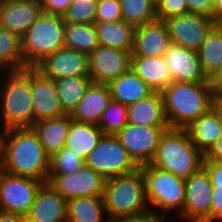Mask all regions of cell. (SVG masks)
<instances>
[{"mask_svg":"<svg viewBox=\"0 0 222 222\" xmlns=\"http://www.w3.org/2000/svg\"><path fill=\"white\" fill-rule=\"evenodd\" d=\"M116 222H167V220L165 219V216H163L162 214L160 215V212H149L145 215L122 219Z\"/></svg>","mask_w":222,"mask_h":222,"instance_id":"obj_44","label":"cell"},{"mask_svg":"<svg viewBox=\"0 0 222 222\" xmlns=\"http://www.w3.org/2000/svg\"><path fill=\"white\" fill-rule=\"evenodd\" d=\"M151 1H153L155 4L159 2V0H151Z\"/></svg>","mask_w":222,"mask_h":222,"instance_id":"obj_53","label":"cell"},{"mask_svg":"<svg viewBox=\"0 0 222 222\" xmlns=\"http://www.w3.org/2000/svg\"><path fill=\"white\" fill-rule=\"evenodd\" d=\"M156 14L160 20L188 14L186 0H159L156 4Z\"/></svg>","mask_w":222,"mask_h":222,"instance_id":"obj_39","label":"cell"},{"mask_svg":"<svg viewBox=\"0 0 222 222\" xmlns=\"http://www.w3.org/2000/svg\"><path fill=\"white\" fill-rule=\"evenodd\" d=\"M57 95L65 114L71 115L92 83L89 76H72L54 80Z\"/></svg>","mask_w":222,"mask_h":222,"instance_id":"obj_30","label":"cell"},{"mask_svg":"<svg viewBox=\"0 0 222 222\" xmlns=\"http://www.w3.org/2000/svg\"><path fill=\"white\" fill-rule=\"evenodd\" d=\"M103 198L107 222H116L150 212L141 167L131 173L106 179Z\"/></svg>","mask_w":222,"mask_h":222,"instance_id":"obj_3","label":"cell"},{"mask_svg":"<svg viewBox=\"0 0 222 222\" xmlns=\"http://www.w3.org/2000/svg\"><path fill=\"white\" fill-rule=\"evenodd\" d=\"M25 218L26 222H67V200L43 183Z\"/></svg>","mask_w":222,"mask_h":222,"instance_id":"obj_19","label":"cell"},{"mask_svg":"<svg viewBox=\"0 0 222 222\" xmlns=\"http://www.w3.org/2000/svg\"><path fill=\"white\" fill-rule=\"evenodd\" d=\"M98 0H73L63 20L73 24H94Z\"/></svg>","mask_w":222,"mask_h":222,"instance_id":"obj_37","label":"cell"},{"mask_svg":"<svg viewBox=\"0 0 222 222\" xmlns=\"http://www.w3.org/2000/svg\"><path fill=\"white\" fill-rule=\"evenodd\" d=\"M204 161H222V135L205 154Z\"/></svg>","mask_w":222,"mask_h":222,"instance_id":"obj_45","label":"cell"},{"mask_svg":"<svg viewBox=\"0 0 222 222\" xmlns=\"http://www.w3.org/2000/svg\"><path fill=\"white\" fill-rule=\"evenodd\" d=\"M44 182L5 173L0 194V210L25 216Z\"/></svg>","mask_w":222,"mask_h":222,"instance_id":"obj_13","label":"cell"},{"mask_svg":"<svg viewBox=\"0 0 222 222\" xmlns=\"http://www.w3.org/2000/svg\"><path fill=\"white\" fill-rule=\"evenodd\" d=\"M64 25L61 15L42 11L21 37L24 65L35 67L46 56L64 47Z\"/></svg>","mask_w":222,"mask_h":222,"instance_id":"obj_6","label":"cell"},{"mask_svg":"<svg viewBox=\"0 0 222 222\" xmlns=\"http://www.w3.org/2000/svg\"><path fill=\"white\" fill-rule=\"evenodd\" d=\"M185 130L190 140L205 155L222 135V120L211 108Z\"/></svg>","mask_w":222,"mask_h":222,"instance_id":"obj_25","label":"cell"},{"mask_svg":"<svg viewBox=\"0 0 222 222\" xmlns=\"http://www.w3.org/2000/svg\"><path fill=\"white\" fill-rule=\"evenodd\" d=\"M11 2H28V3H38L40 4L42 0H7Z\"/></svg>","mask_w":222,"mask_h":222,"instance_id":"obj_52","label":"cell"},{"mask_svg":"<svg viewBox=\"0 0 222 222\" xmlns=\"http://www.w3.org/2000/svg\"><path fill=\"white\" fill-rule=\"evenodd\" d=\"M112 100L108 84L91 83L85 96L71 114L72 120L79 123L98 125L102 114Z\"/></svg>","mask_w":222,"mask_h":222,"instance_id":"obj_21","label":"cell"},{"mask_svg":"<svg viewBox=\"0 0 222 222\" xmlns=\"http://www.w3.org/2000/svg\"><path fill=\"white\" fill-rule=\"evenodd\" d=\"M100 46L132 51L135 27L125 22L106 21L94 23Z\"/></svg>","mask_w":222,"mask_h":222,"instance_id":"obj_27","label":"cell"},{"mask_svg":"<svg viewBox=\"0 0 222 222\" xmlns=\"http://www.w3.org/2000/svg\"><path fill=\"white\" fill-rule=\"evenodd\" d=\"M173 82H210L197 51L172 43L164 54Z\"/></svg>","mask_w":222,"mask_h":222,"instance_id":"obj_17","label":"cell"},{"mask_svg":"<svg viewBox=\"0 0 222 222\" xmlns=\"http://www.w3.org/2000/svg\"><path fill=\"white\" fill-rule=\"evenodd\" d=\"M203 167L210 176L213 188L222 187V161H204Z\"/></svg>","mask_w":222,"mask_h":222,"instance_id":"obj_42","label":"cell"},{"mask_svg":"<svg viewBox=\"0 0 222 222\" xmlns=\"http://www.w3.org/2000/svg\"><path fill=\"white\" fill-rule=\"evenodd\" d=\"M212 94L222 95V67L210 78Z\"/></svg>","mask_w":222,"mask_h":222,"instance_id":"obj_46","label":"cell"},{"mask_svg":"<svg viewBox=\"0 0 222 222\" xmlns=\"http://www.w3.org/2000/svg\"><path fill=\"white\" fill-rule=\"evenodd\" d=\"M42 11L38 3L0 0V26L22 37Z\"/></svg>","mask_w":222,"mask_h":222,"instance_id":"obj_20","label":"cell"},{"mask_svg":"<svg viewBox=\"0 0 222 222\" xmlns=\"http://www.w3.org/2000/svg\"><path fill=\"white\" fill-rule=\"evenodd\" d=\"M127 117L129 124L141 127L168 126L161 92H153L129 105Z\"/></svg>","mask_w":222,"mask_h":222,"instance_id":"obj_23","label":"cell"},{"mask_svg":"<svg viewBox=\"0 0 222 222\" xmlns=\"http://www.w3.org/2000/svg\"><path fill=\"white\" fill-rule=\"evenodd\" d=\"M185 183L183 218L186 222H211L213 185L207 170L201 167Z\"/></svg>","mask_w":222,"mask_h":222,"instance_id":"obj_10","label":"cell"},{"mask_svg":"<svg viewBox=\"0 0 222 222\" xmlns=\"http://www.w3.org/2000/svg\"><path fill=\"white\" fill-rule=\"evenodd\" d=\"M3 131L2 133L0 132V161H2L3 157H4V142H5V137H6V133H7V128L2 127Z\"/></svg>","mask_w":222,"mask_h":222,"instance_id":"obj_50","label":"cell"},{"mask_svg":"<svg viewBox=\"0 0 222 222\" xmlns=\"http://www.w3.org/2000/svg\"><path fill=\"white\" fill-rule=\"evenodd\" d=\"M205 155L194 145L185 129L164 132L150 165L187 179L203 167Z\"/></svg>","mask_w":222,"mask_h":222,"instance_id":"obj_4","label":"cell"},{"mask_svg":"<svg viewBox=\"0 0 222 222\" xmlns=\"http://www.w3.org/2000/svg\"><path fill=\"white\" fill-rule=\"evenodd\" d=\"M25 67L21 37L0 26V70L18 71Z\"/></svg>","mask_w":222,"mask_h":222,"instance_id":"obj_33","label":"cell"},{"mask_svg":"<svg viewBox=\"0 0 222 222\" xmlns=\"http://www.w3.org/2000/svg\"><path fill=\"white\" fill-rule=\"evenodd\" d=\"M4 73L3 88L0 86L2 125L7 129L31 128L34 123L31 67Z\"/></svg>","mask_w":222,"mask_h":222,"instance_id":"obj_5","label":"cell"},{"mask_svg":"<svg viewBox=\"0 0 222 222\" xmlns=\"http://www.w3.org/2000/svg\"><path fill=\"white\" fill-rule=\"evenodd\" d=\"M122 20L121 5L119 0H98L95 22Z\"/></svg>","mask_w":222,"mask_h":222,"instance_id":"obj_38","label":"cell"},{"mask_svg":"<svg viewBox=\"0 0 222 222\" xmlns=\"http://www.w3.org/2000/svg\"><path fill=\"white\" fill-rule=\"evenodd\" d=\"M105 216L103 196L77 197L67 201V222H104Z\"/></svg>","mask_w":222,"mask_h":222,"instance_id":"obj_29","label":"cell"},{"mask_svg":"<svg viewBox=\"0 0 222 222\" xmlns=\"http://www.w3.org/2000/svg\"><path fill=\"white\" fill-rule=\"evenodd\" d=\"M212 109L218 114V116L222 120V95L213 94Z\"/></svg>","mask_w":222,"mask_h":222,"instance_id":"obj_49","label":"cell"},{"mask_svg":"<svg viewBox=\"0 0 222 222\" xmlns=\"http://www.w3.org/2000/svg\"><path fill=\"white\" fill-rule=\"evenodd\" d=\"M168 129L169 126L141 127L128 123L116 137L140 167L154 158L160 139Z\"/></svg>","mask_w":222,"mask_h":222,"instance_id":"obj_9","label":"cell"},{"mask_svg":"<svg viewBox=\"0 0 222 222\" xmlns=\"http://www.w3.org/2000/svg\"><path fill=\"white\" fill-rule=\"evenodd\" d=\"M204 73L210 79L222 67V25H216L197 50Z\"/></svg>","mask_w":222,"mask_h":222,"instance_id":"obj_32","label":"cell"},{"mask_svg":"<svg viewBox=\"0 0 222 222\" xmlns=\"http://www.w3.org/2000/svg\"><path fill=\"white\" fill-rule=\"evenodd\" d=\"M131 52L98 46L89 55V77L93 83L109 84L131 68Z\"/></svg>","mask_w":222,"mask_h":222,"instance_id":"obj_14","label":"cell"},{"mask_svg":"<svg viewBox=\"0 0 222 222\" xmlns=\"http://www.w3.org/2000/svg\"><path fill=\"white\" fill-rule=\"evenodd\" d=\"M131 68L154 92L173 82L164 57L131 56Z\"/></svg>","mask_w":222,"mask_h":222,"instance_id":"obj_24","label":"cell"},{"mask_svg":"<svg viewBox=\"0 0 222 222\" xmlns=\"http://www.w3.org/2000/svg\"><path fill=\"white\" fill-rule=\"evenodd\" d=\"M0 222H26L23 215L0 210Z\"/></svg>","mask_w":222,"mask_h":222,"instance_id":"obj_47","label":"cell"},{"mask_svg":"<svg viewBox=\"0 0 222 222\" xmlns=\"http://www.w3.org/2000/svg\"><path fill=\"white\" fill-rule=\"evenodd\" d=\"M171 44L166 23L156 19L135 27L131 56L164 57Z\"/></svg>","mask_w":222,"mask_h":222,"instance_id":"obj_18","label":"cell"},{"mask_svg":"<svg viewBox=\"0 0 222 222\" xmlns=\"http://www.w3.org/2000/svg\"><path fill=\"white\" fill-rule=\"evenodd\" d=\"M121 5L122 19L134 27L158 19L156 4L151 0H119Z\"/></svg>","mask_w":222,"mask_h":222,"instance_id":"obj_34","label":"cell"},{"mask_svg":"<svg viewBox=\"0 0 222 222\" xmlns=\"http://www.w3.org/2000/svg\"><path fill=\"white\" fill-rule=\"evenodd\" d=\"M112 100L127 106L148 97L154 91L130 68L109 84Z\"/></svg>","mask_w":222,"mask_h":222,"instance_id":"obj_26","label":"cell"},{"mask_svg":"<svg viewBox=\"0 0 222 222\" xmlns=\"http://www.w3.org/2000/svg\"><path fill=\"white\" fill-rule=\"evenodd\" d=\"M127 111V105L111 100L97 126L104 135H116L128 124Z\"/></svg>","mask_w":222,"mask_h":222,"instance_id":"obj_35","label":"cell"},{"mask_svg":"<svg viewBox=\"0 0 222 222\" xmlns=\"http://www.w3.org/2000/svg\"><path fill=\"white\" fill-rule=\"evenodd\" d=\"M48 183L67 201L77 197L103 196L106 179L87 165L66 175H49Z\"/></svg>","mask_w":222,"mask_h":222,"instance_id":"obj_11","label":"cell"},{"mask_svg":"<svg viewBox=\"0 0 222 222\" xmlns=\"http://www.w3.org/2000/svg\"><path fill=\"white\" fill-rule=\"evenodd\" d=\"M64 45L89 56L99 46L95 25L65 22Z\"/></svg>","mask_w":222,"mask_h":222,"instance_id":"obj_31","label":"cell"},{"mask_svg":"<svg viewBox=\"0 0 222 222\" xmlns=\"http://www.w3.org/2000/svg\"><path fill=\"white\" fill-rule=\"evenodd\" d=\"M85 164L82 156L66 147L50 158L49 175H66L79 170Z\"/></svg>","mask_w":222,"mask_h":222,"instance_id":"obj_36","label":"cell"},{"mask_svg":"<svg viewBox=\"0 0 222 222\" xmlns=\"http://www.w3.org/2000/svg\"><path fill=\"white\" fill-rule=\"evenodd\" d=\"M140 167L144 176L146 199L150 212L156 213L154 208L156 210L161 208L165 212L162 215L165 216L166 212L179 209L177 210L178 215L183 217L185 179L155 168L150 164Z\"/></svg>","mask_w":222,"mask_h":222,"instance_id":"obj_7","label":"cell"},{"mask_svg":"<svg viewBox=\"0 0 222 222\" xmlns=\"http://www.w3.org/2000/svg\"><path fill=\"white\" fill-rule=\"evenodd\" d=\"M84 160L85 165L105 179L131 173L139 168L116 135H103Z\"/></svg>","mask_w":222,"mask_h":222,"instance_id":"obj_8","label":"cell"},{"mask_svg":"<svg viewBox=\"0 0 222 222\" xmlns=\"http://www.w3.org/2000/svg\"><path fill=\"white\" fill-rule=\"evenodd\" d=\"M212 19L216 25H222V0H215L212 10Z\"/></svg>","mask_w":222,"mask_h":222,"instance_id":"obj_48","label":"cell"},{"mask_svg":"<svg viewBox=\"0 0 222 222\" xmlns=\"http://www.w3.org/2000/svg\"><path fill=\"white\" fill-rule=\"evenodd\" d=\"M71 121V115L65 114L56 118L41 119L33 123L31 128L38 135L45 153L50 158L65 147Z\"/></svg>","mask_w":222,"mask_h":222,"instance_id":"obj_22","label":"cell"},{"mask_svg":"<svg viewBox=\"0 0 222 222\" xmlns=\"http://www.w3.org/2000/svg\"><path fill=\"white\" fill-rule=\"evenodd\" d=\"M31 93L34 123L41 119L65 115L57 95L54 80L31 67Z\"/></svg>","mask_w":222,"mask_h":222,"instance_id":"obj_16","label":"cell"},{"mask_svg":"<svg viewBox=\"0 0 222 222\" xmlns=\"http://www.w3.org/2000/svg\"><path fill=\"white\" fill-rule=\"evenodd\" d=\"M215 0H186L188 13L201 14L212 18Z\"/></svg>","mask_w":222,"mask_h":222,"instance_id":"obj_40","label":"cell"},{"mask_svg":"<svg viewBox=\"0 0 222 222\" xmlns=\"http://www.w3.org/2000/svg\"><path fill=\"white\" fill-rule=\"evenodd\" d=\"M35 68L53 80L89 76V56L64 46L46 56Z\"/></svg>","mask_w":222,"mask_h":222,"instance_id":"obj_15","label":"cell"},{"mask_svg":"<svg viewBox=\"0 0 222 222\" xmlns=\"http://www.w3.org/2000/svg\"><path fill=\"white\" fill-rule=\"evenodd\" d=\"M161 94L169 128L185 129L212 108L211 82H171Z\"/></svg>","mask_w":222,"mask_h":222,"instance_id":"obj_2","label":"cell"},{"mask_svg":"<svg viewBox=\"0 0 222 222\" xmlns=\"http://www.w3.org/2000/svg\"><path fill=\"white\" fill-rule=\"evenodd\" d=\"M221 220H222V187H219V188H213L212 191L211 222H218Z\"/></svg>","mask_w":222,"mask_h":222,"instance_id":"obj_43","label":"cell"},{"mask_svg":"<svg viewBox=\"0 0 222 222\" xmlns=\"http://www.w3.org/2000/svg\"><path fill=\"white\" fill-rule=\"evenodd\" d=\"M72 1L73 0H42L40 5L46 13L63 16Z\"/></svg>","mask_w":222,"mask_h":222,"instance_id":"obj_41","label":"cell"},{"mask_svg":"<svg viewBox=\"0 0 222 222\" xmlns=\"http://www.w3.org/2000/svg\"><path fill=\"white\" fill-rule=\"evenodd\" d=\"M6 173L5 168L3 167V162L0 161V194H1V188H2V183H3V178Z\"/></svg>","mask_w":222,"mask_h":222,"instance_id":"obj_51","label":"cell"},{"mask_svg":"<svg viewBox=\"0 0 222 222\" xmlns=\"http://www.w3.org/2000/svg\"><path fill=\"white\" fill-rule=\"evenodd\" d=\"M6 173L48 182L50 157L32 128H10L2 159Z\"/></svg>","mask_w":222,"mask_h":222,"instance_id":"obj_1","label":"cell"},{"mask_svg":"<svg viewBox=\"0 0 222 222\" xmlns=\"http://www.w3.org/2000/svg\"><path fill=\"white\" fill-rule=\"evenodd\" d=\"M171 41L197 51L210 31L216 26L211 17L188 13L164 19Z\"/></svg>","mask_w":222,"mask_h":222,"instance_id":"obj_12","label":"cell"},{"mask_svg":"<svg viewBox=\"0 0 222 222\" xmlns=\"http://www.w3.org/2000/svg\"><path fill=\"white\" fill-rule=\"evenodd\" d=\"M103 135V132L95 124L79 123L72 120L65 147L85 159L98 145Z\"/></svg>","mask_w":222,"mask_h":222,"instance_id":"obj_28","label":"cell"}]
</instances>
